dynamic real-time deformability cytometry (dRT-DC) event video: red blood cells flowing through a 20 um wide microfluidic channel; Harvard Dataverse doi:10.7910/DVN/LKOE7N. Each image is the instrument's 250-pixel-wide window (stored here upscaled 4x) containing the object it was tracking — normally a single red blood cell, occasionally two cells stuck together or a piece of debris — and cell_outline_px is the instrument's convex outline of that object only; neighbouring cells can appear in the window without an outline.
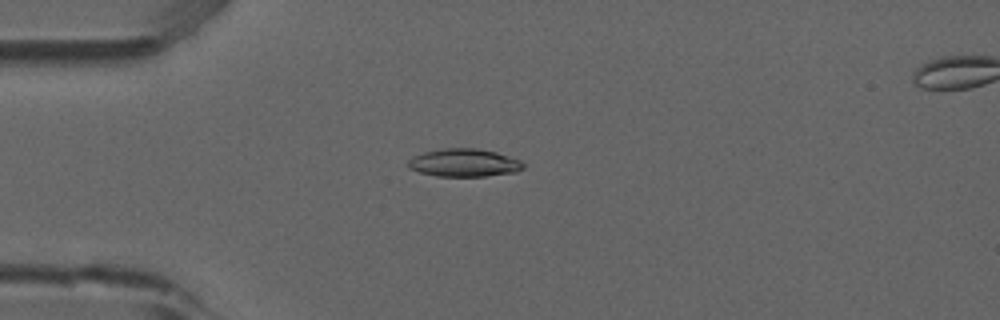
{"species": "common noctule bat (a hibernating species)", "species_latin": "Nyctalus noctula", "temperature_condition": "room temperature", "stored_images_in_passage": 5, "camera_frame_rate_fps": 3000, "um_per_image_px": 0.085, "animal": {"sex": "male", "forearm_length_mm": 52.5}, "frame": {"image": 1, "passage_image": 4, "time_ms": 1.0, "image_size_px": [1000, 320], "cell_outline_px": [[524, 168], [516, 172], [484, 176], [436, 176], [420, 172], [408, 168], [408, 160], [412, 156], [424, 152], [444, 148], [480, 148], [496, 152], [520, 160], [524, 164]], "centroid_in_image_um": [39.44, 13.83], "position_along_channel_um": 45.6, "area_um2": 18.79}}